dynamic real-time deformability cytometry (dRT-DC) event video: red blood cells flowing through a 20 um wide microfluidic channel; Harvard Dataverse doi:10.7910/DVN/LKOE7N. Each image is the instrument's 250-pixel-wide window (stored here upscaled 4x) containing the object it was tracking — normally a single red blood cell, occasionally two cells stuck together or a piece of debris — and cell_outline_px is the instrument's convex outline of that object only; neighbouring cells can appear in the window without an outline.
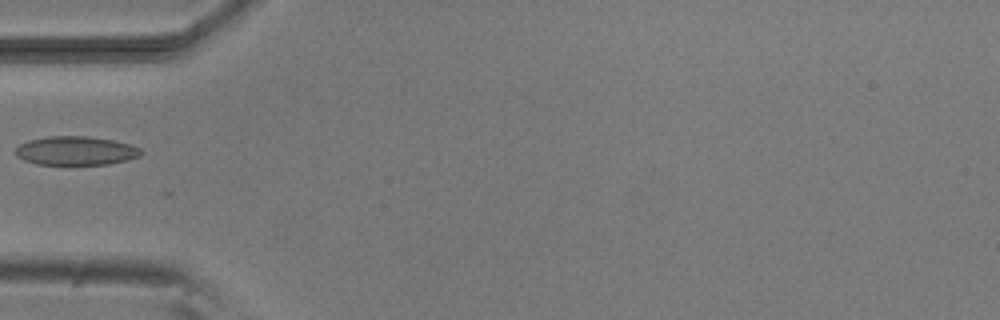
{"species": "common noctule bat (a hibernating species)", "species_latin": "Nyctalus noctula", "temperature_condition": "room temperature", "stored_images_in_passage": 5, "camera_frame_rate_fps": 3000, "um_per_image_px": 0.085, "animal": {"sex": "male", "body_mass_g": 20.5, "forearm_length_mm": 52.5}, "frame": {"image": 1, "passage_image": 4, "time_ms": 4.333, "image_size_px": [1000, 320], "cell_outline_px": [[144, 152], [140, 156], [108, 164], [68, 168], [36, 164], [24, 160], [16, 156], [16, 148], [20, 144], [28, 140], [48, 136], [88, 136], [112, 140], [128, 144], [140, 148]], "centroid_in_image_um": [6.41, 12.86], "position_along_channel_um": 78.6, "area_um2": 21.96}}